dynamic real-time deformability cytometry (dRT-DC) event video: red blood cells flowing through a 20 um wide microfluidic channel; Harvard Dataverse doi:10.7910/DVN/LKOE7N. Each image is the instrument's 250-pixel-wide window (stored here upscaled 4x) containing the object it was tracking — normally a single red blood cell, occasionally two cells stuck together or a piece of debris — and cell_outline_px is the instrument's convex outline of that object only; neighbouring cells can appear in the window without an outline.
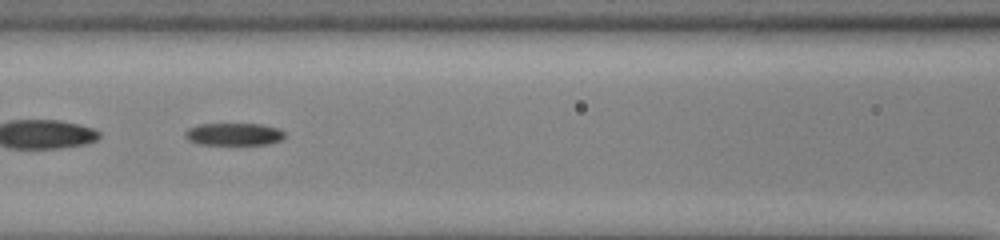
{"species": "common noctule bat (a hibernating species)", "species_latin": "Nyctalus noctula", "temperature_condition": "cold", "stored_images_in_passage": 44, "segment_of_instrument_passage": [2, 2], "camera_frame_rate_fps": 3000, "um_per_image_px": 0.085, "animal": {"sex": "male", "body_mass_g": 13.0, "forearm_length_mm": 53.1}, "frame": {"image": 1, "passage_image": 16, "time_ms": 5.0, "image_size_px": [1000, 240], "cell_outline_px": [[284, 136], [280, 140], [268, 144], [200, 144], [188, 140], [184, 136], [184, 132], [188, 128], [200, 124], [260, 124], [276, 128], [284, 132]], "centroid_in_image_um": [19.83, 11.4], "position_along_channel_um": 146.8, "area_um2": 12.83}}
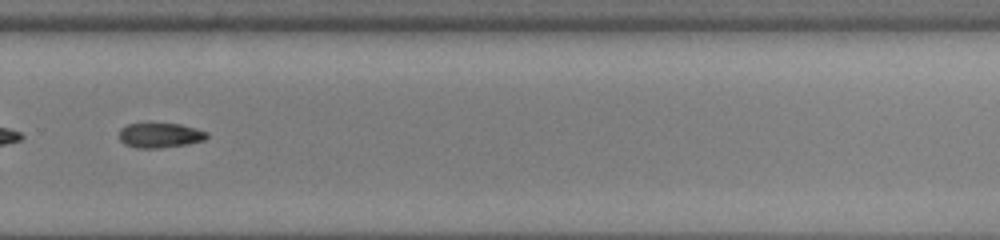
{"frame": {"image": 2, "passage_image": 29, "time_ms": 9.333, "image_size_px": [1000, 240], "cell_outline_px": [[208, 136], [204, 140], [184, 144], [160, 148], [136, 148], [124, 144], [120, 140], [120, 128], [128, 124], [148, 120], [180, 124], [196, 128], [208, 132]], "centroid_in_image_um": [13.55, 11.44], "position_along_channel_um": 316.2, "area_um2": 13.29}}
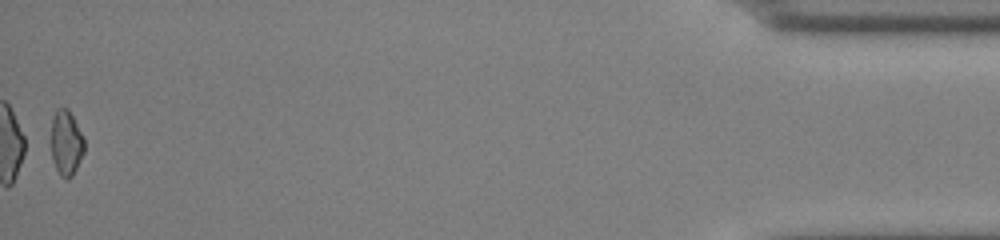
{"frame": {"image": 3, "passage_image": 44, "time_ms": 14.333, "image_size_px": [1000, 240], "cell_outline_px": [[84, 152], [72, 176], [68, 180], [64, 180], [60, 176], [52, 160], [52, 120], [56, 108], [68, 108], [84, 136]], "centroid_in_image_um": [5.64, 12.16], "position_along_channel_um": 429.6, "area_um2": 12.66}}